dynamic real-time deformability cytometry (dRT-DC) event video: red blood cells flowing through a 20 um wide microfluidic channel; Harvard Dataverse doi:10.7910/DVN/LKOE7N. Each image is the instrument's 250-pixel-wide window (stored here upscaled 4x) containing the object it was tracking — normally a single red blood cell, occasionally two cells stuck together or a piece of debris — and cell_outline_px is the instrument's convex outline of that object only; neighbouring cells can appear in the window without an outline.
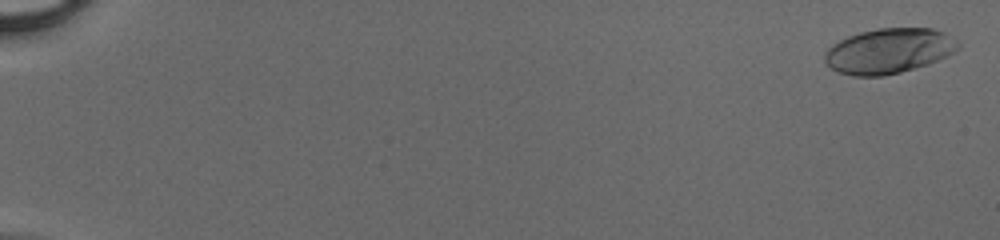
{"species": "human", "species_latin": "Homo sapiens", "temperature_condition": "cold", "stored_images_in_passage": 51, "camera_frame_rate_fps": 3000, "um_per_image_px": 0.085, "donor": {"sex": "male"}, "frame": {"image": 1, "passage_image": 2, "time_ms": 0.333, "image_size_px": [1000, 240], "cell_outline_px": [[960, 48], [928, 64], [900, 72], [880, 76], [852, 76], [836, 72], [824, 60], [824, 52], [832, 44], [848, 36], [860, 32], [880, 28], [932, 28], [944, 32], [960, 44]], "centroid_in_image_um": [75.51, 4.33], "position_along_channel_um": 9.5, "area_um2": 34.85}}
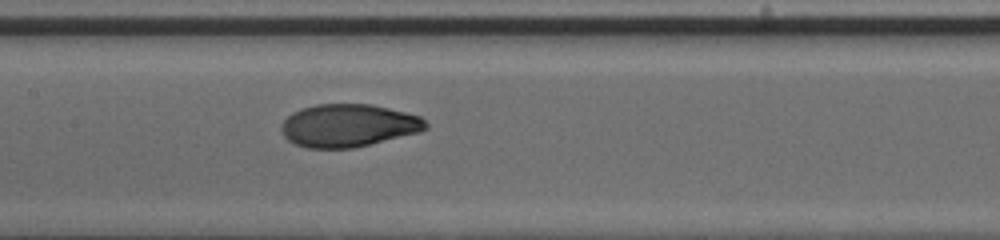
{"frame": {"image": 2, "passage_image": 28, "time_ms": 9.0, "image_size_px": [1000, 240], "cell_outline_px": [[428, 128], [420, 132], [352, 148], [308, 148], [296, 144], [288, 140], [284, 136], [280, 128], [280, 124], [292, 112], [300, 108], [316, 104], [372, 104], [420, 116], [428, 124]], "centroid_in_image_um": [29.59, 10.66], "position_along_channel_um": 177.8, "area_um2": 36.01}}
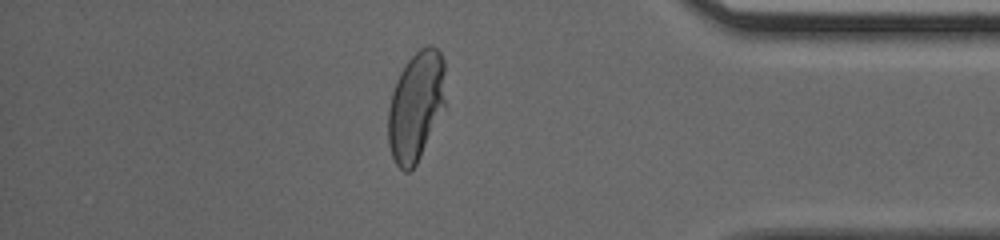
{"frame": {"image": 3, "passage_image": 45, "time_ms": 14.667, "image_size_px": [1000, 240], "cell_outline_px": [[444, 104], [420, 156], [416, 164], [408, 172], [404, 172], [396, 164], [392, 156], [388, 144], [388, 108], [392, 92], [396, 80], [400, 72], [408, 60], [420, 48], [428, 44], [432, 44], [440, 52], [444, 60]], "centroid_in_image_um": [35.32, 8.99], "position_along_channel_um": 399.9, "area_um2": 36.13}}